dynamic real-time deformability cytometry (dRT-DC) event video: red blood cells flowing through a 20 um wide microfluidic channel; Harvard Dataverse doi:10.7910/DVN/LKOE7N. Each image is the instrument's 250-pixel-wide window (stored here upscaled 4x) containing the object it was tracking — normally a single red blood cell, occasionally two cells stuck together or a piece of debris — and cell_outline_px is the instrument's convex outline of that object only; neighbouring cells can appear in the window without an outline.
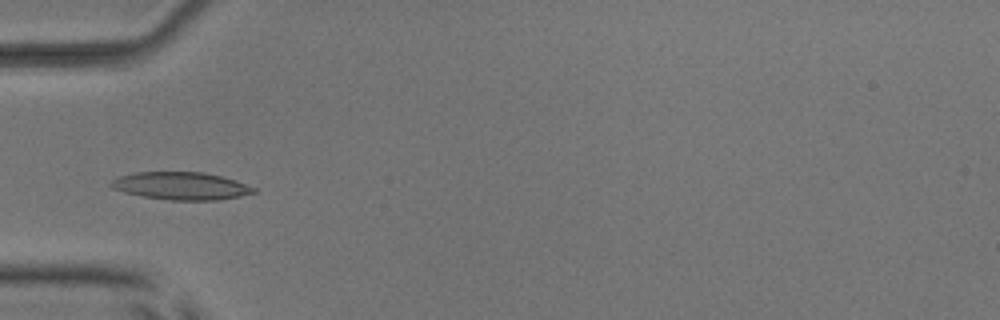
{"species": "common noctule bat (a hibernating species)", "species_latin": "Nyctalus noctula", "temperature_condition": "room temperature", "stored_images_in_passage": 5, "camera_frame_rate_fps": 3000, "um_per_image_px": 0.085, "animal": {"sex": "male", "body_mass_g": 17.9, "forearm_length_mm": 54.2}, "frame": {"image": 1, "passage_image": 5, "time_ms": 5.333, "image_size_px": [1000, 320], "cell_outline_px": [[256, 192], [240, 196], [216, 200], [168, 200], [144, 196], [124, 192], [112, 188], [108, 184], [116, 176], [136, 172], [204, 172], [236, 180], [256, 188]], "centroid_in_image_um": [15.36, 15.79], "position_along_channel_um": 69.6, "area_um2": 23.0}}